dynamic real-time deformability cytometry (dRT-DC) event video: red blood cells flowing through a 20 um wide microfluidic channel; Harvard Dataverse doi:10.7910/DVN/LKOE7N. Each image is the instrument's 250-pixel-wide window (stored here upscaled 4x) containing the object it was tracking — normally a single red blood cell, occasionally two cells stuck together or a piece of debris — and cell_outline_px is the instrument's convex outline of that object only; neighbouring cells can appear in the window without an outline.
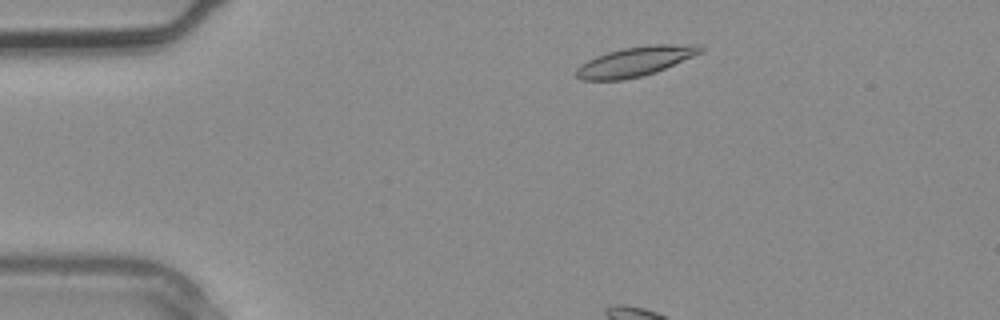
{"species": "common noctule bat (a hibernating species)", "species_latin": "Nyctalus noctula", "temperature_condition": "warm", "stored_images_in_passage": 2, "camera_frame_rate_fps": 3000, "um_per_image_px": 0.085, "animal": {"sex": "male", "body_mass_g": 20.4}, "frame": {"image": 1, "passage_image": 2, "time_ms": 0.333, "image_size_px": [1000, 320], "cell_outline_px": [[704, 52], [656, 72], [624, 80], [580, 80], [576, 76], [576, 68], [580, 64], [596, 56], [608, 52], [624, 48], [648, 44], [696, 44], [704, 48]], "centroid_in_image_um": [54.02, 5.22], "position_along_channel_um": 31.0, "area_um2": 21.56}}